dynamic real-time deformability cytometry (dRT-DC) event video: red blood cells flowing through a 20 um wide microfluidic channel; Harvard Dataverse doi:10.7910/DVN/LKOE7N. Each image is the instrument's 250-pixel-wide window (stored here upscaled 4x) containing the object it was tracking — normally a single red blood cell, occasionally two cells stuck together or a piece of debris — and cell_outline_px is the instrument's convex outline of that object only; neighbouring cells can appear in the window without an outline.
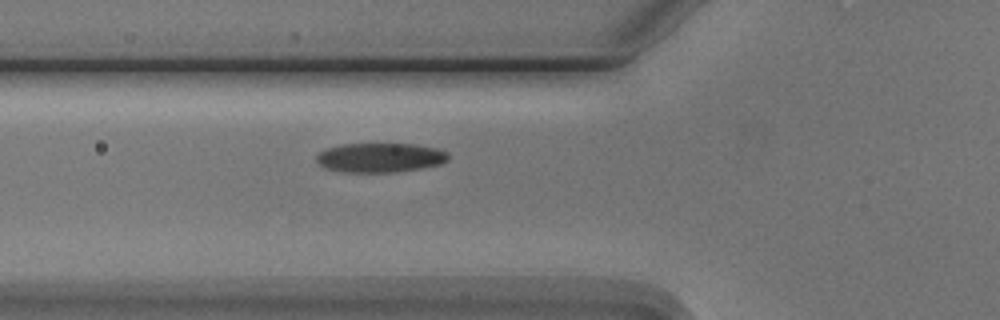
{"species": "Egyptian fruit bat (a non-hibernating species)", "species_latin": "Rousettus aegyptiacus", "temperature_condition": "cold", "stored_images_in_passage": 6, "camera_frame_rate_fps": 3000, "um_per_image_px": 0.085, "animal": {"sex": "male"}, "frame": {"image": 1, "passage_image": 6, "time_ms": 5.667, "image_size_px": [1000, 320], "cell_outline_px": [[448, 160], [440, 164], [420, 168], [396, 172], [340, 172], [324, 168], [316, 160], [316, 156], [324, 148], [340, 144], [416, 144], [440, 148], [448, 152]], "centroid_in_image_um": [32.3, 13.39], "position_along_channel_um": 93.5, "area_um2": 22.83}}